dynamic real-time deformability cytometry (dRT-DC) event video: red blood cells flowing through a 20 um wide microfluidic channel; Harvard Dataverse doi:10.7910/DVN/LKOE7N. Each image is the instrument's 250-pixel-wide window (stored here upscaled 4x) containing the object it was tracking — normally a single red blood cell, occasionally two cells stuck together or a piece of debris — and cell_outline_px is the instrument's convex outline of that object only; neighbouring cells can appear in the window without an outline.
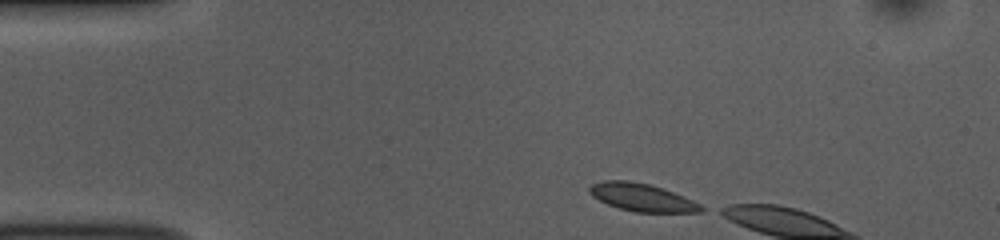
{"species": "common noctule bat (a hibernating species)", "species_latin": "Nyctalus noctula", "temperature_condition": "room temperature", "stored_images_in_passage": 4, "camera_frame_rate_fps": 3000, "um_per_image_px": 0.085, "animal": {"sex": "female", "body_mass_g": 10.0, "forearm_length_mm": 53.1}, "frame": {"image": 1, "passage_image": 1, "time_ms": 0.0, "image_size_px": [1000, 240], "cell_outline_px": [[708, 208], [704, 212], [636, 212], [620, 208], [608, 204], [592, 196], [588, 192], [588, 188], [592, 184], [604, 180], [628, 180], [648, 184], [672, 192], [692, 200]], "centroid_in_image_um": [54.57, 16.78], "position_along_channel_um": 30.4, "area_um2": 17.92}}